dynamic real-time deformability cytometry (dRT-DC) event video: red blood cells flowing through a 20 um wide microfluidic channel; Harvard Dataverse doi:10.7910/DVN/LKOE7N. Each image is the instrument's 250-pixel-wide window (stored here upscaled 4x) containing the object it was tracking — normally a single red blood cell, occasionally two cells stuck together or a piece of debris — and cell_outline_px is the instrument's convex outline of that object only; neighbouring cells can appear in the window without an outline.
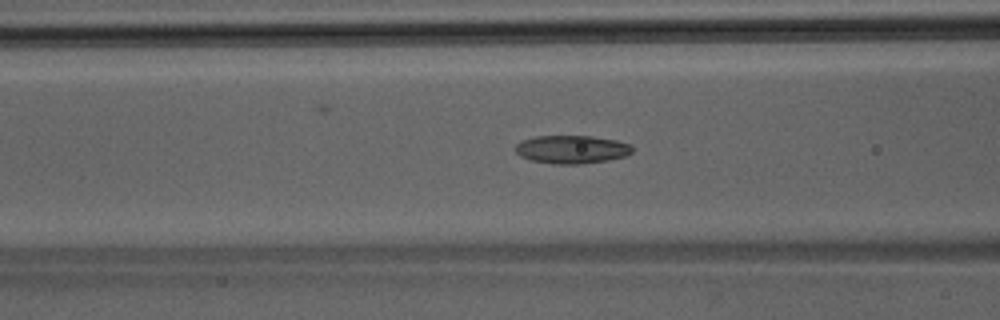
{"species": "Egyptian fruit bat (a non-hibernating species)", "species_latin": "Rousettus aegyptiacus", "temperature_condition": "room temperature", "stored_images_in_passage": 46, "segment_of_instrument_passage": [1, 2], "camera_frame_rate_fps": 3000, "um_per_image_px": 0.085, "animal": {"sex": "male"}, "frame": {"image": 1, "passage_image": 18, "time_ms": 5.667, "image_size_px": [1000, 320], "cell_outline_px": [[632, 152], [624, 156], [608, 160], [580, 164], [552, 164], [532, 160], [520, 156], [516, 152], [516, 144], [520, 140], [536, 136], [592, 136], [616, 140], [632, 144]], "centroid_in_image_um": [48.59, 12.69], "position_along_channel_um": 118.0, "area_um2": 19.25}}
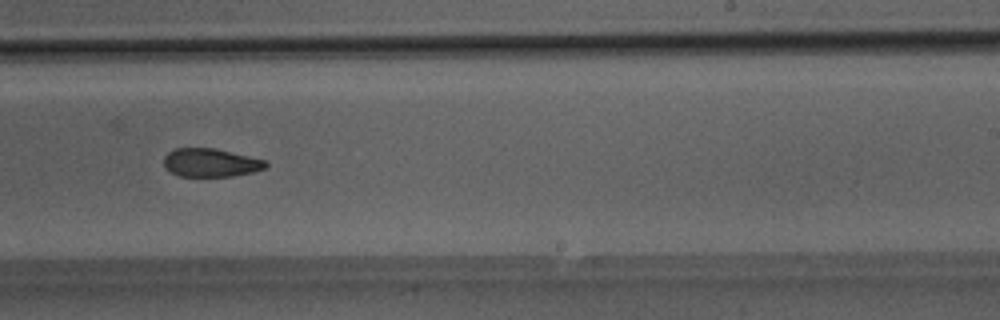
{"frame": {"image": 2, "passage_image": 28, "time_ms": 9.0, "image_size_px": [1000, 320], "cell_outline_px": [[268, 168], [252, 172], [232, 176], [180, 176], [164, 168], [164, 156], [168, 152], [176, 148], [212, 148], [268, 160]], "centroid_in_image_um": [17.93, 13.83], "position_along_channel_um": 271.1, "area_um2": 16.88}}
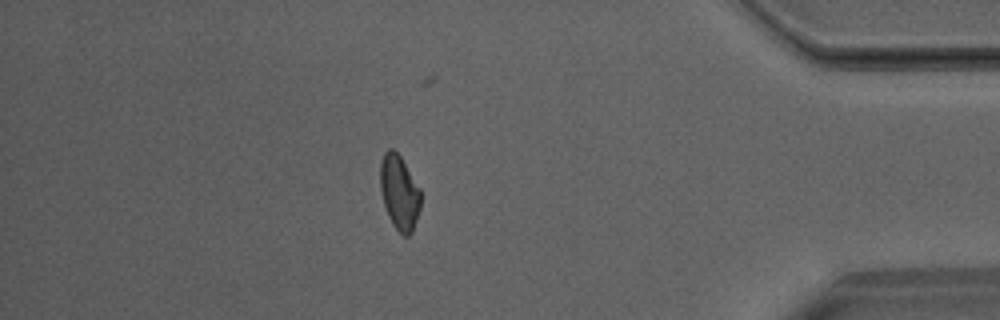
{"frame": {"image": 3, "passage_image": 39, "time_ms": 12.667, "image_size_px": [1000, 320], "cell_outline_px": [[420, 208], [412, 232], [408, 236], [404, 236], [392, 224], [388, 216], [384, 204], [380, 188], [380, 164], [384, 152], [388, 148], [392, 148], [400, 156], [420, 188]], "centroid_in_image_um": [33.93, 16.35], "position_along_channel_um": 401.3, "area_um2": 17.51}}